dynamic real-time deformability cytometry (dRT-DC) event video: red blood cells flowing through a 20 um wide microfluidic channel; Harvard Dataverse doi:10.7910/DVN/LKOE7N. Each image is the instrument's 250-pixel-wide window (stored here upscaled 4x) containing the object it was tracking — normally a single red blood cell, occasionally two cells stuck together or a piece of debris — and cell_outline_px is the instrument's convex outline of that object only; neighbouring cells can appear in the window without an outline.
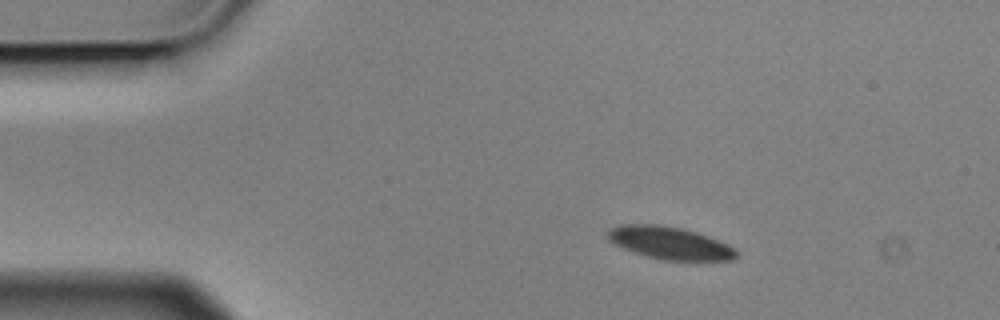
{"species": "Egyptian fruit bat (a non-hibernating species)", "species_latin": "Rousettus aegyptiacus", "temperature_condition": "cold", "stored_images_in_passage": 3, "camera_frame_rate_fps": 3000, "um_per_image_px": 0.085, "animal": {"sex": "male"}, "frame": {"image": 1, "passage_image": 1, "time_ms": 0.0, "image_size_px": [1000, 320], "cell_outline_px": [[740, 252], [732, 260], [664, 260], [648, 256], [612, 244], [608, 240], [608, 232], [612, 228], [620, 224], [656, 224], [680, 228], [696, 232], [708, 236], [728, 244], [736, 248]], "centroid_in_image_um": [56.96, 20.65], "position_along_channel_um": 28.0, "area_um2": 24.22}}